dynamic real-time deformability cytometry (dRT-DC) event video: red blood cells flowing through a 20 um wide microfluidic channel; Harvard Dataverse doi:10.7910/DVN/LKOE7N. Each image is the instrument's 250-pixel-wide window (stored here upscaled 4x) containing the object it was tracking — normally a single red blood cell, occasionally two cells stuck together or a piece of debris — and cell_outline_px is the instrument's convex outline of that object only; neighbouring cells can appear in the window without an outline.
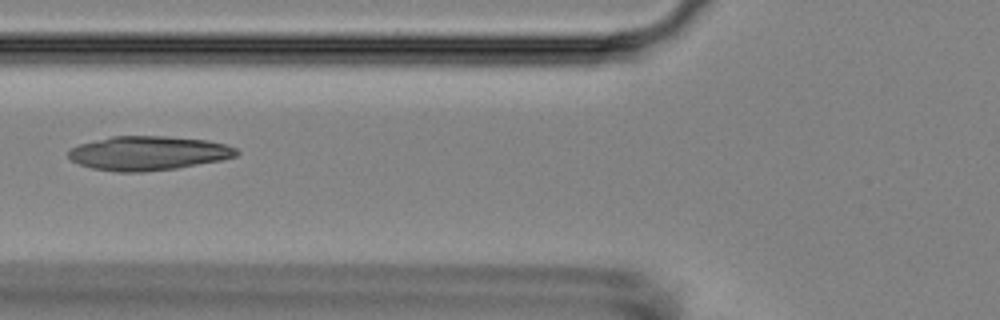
{"species": "Egyptian fruit bat (a non-hibernating species)", "species_latin": "Rousettus aegyptiacus", "temperature_condition": "room temperature", "stored_images_in_passage": 4, "camera_frame_rate_fps": 3000, "um_per_image_px": 0.085, "animal": {"sex": "female"}, "frame": {"image": 1, "passage_image": 4, "time_ms": 4.667, "image_size_px": [1000, 320], "cell_outline_px": [[240, 152], [236, 156], [220, 160], [176, 168], [144, 172], [116, 172], [92, 168], [80, 164], [72, 160], [68, 156], [68, 152], [72, 148], [80, 144], [112, 136], [164, 136], [208, 140], [224, 144], [236, 148]], "centroid_in_image_um": [12.61, 13.02], "position_along_channel_um": 113.2, "area_um2": 33.23}}